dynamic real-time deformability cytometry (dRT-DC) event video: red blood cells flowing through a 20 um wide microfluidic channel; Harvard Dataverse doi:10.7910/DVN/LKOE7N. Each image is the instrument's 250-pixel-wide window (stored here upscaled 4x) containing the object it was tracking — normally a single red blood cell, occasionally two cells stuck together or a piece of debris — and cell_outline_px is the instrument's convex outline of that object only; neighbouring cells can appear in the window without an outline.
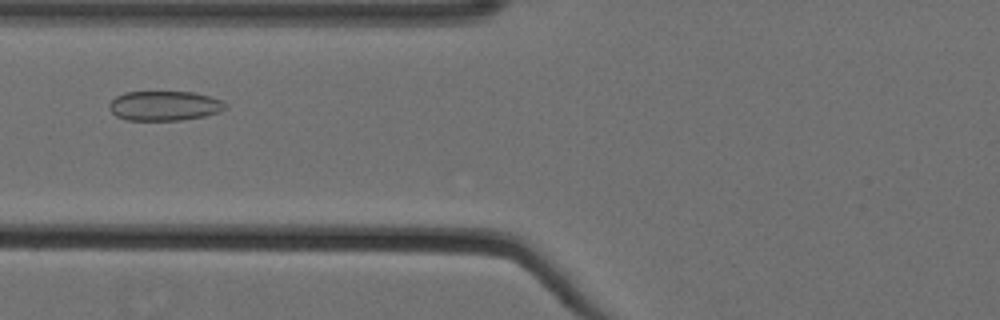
{"species": "Egyptian fruit bat (a non-hibernating species)", "species_latin": "Rousettus aegyptiacus", "temperature_condition": "cold", "stored_images_in_passage": 34, "camera_frame_rate_fps": 3000, "um_per_image_px": 0.085, "animal": {"sex": "female"}, "frame": {"image": 1, "passage_image": 8, "time_ms": 2.333, "image_size_px": [1000, 320], "cell_outline_px": [[224, 108], [220, 112], [204, 116], [180, 120], [124, 120], [116, 116], [108, 108], [108, 104], [116, 96], [124, 92], [192, 92], [208, 96], [220, 100], [224, 104]], "centroid_in_image_um": [13.91, 9.0], "position_along_channel_um": 111.9, "area_um2": 19.94}}
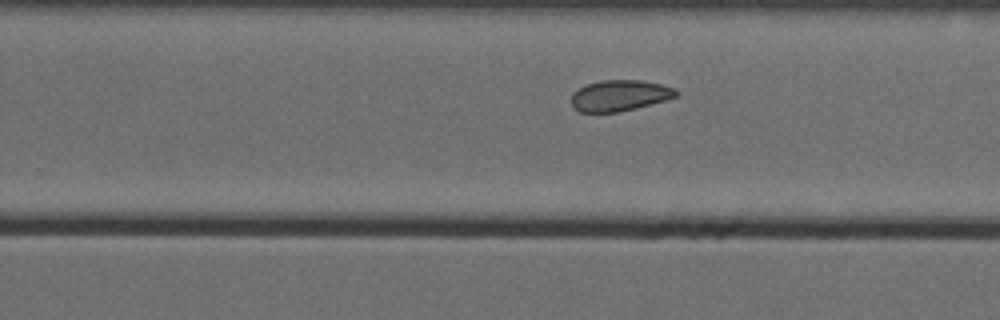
{"frame": {"image": 2, "passage_image": 22, "time_ms": 7.0, "image_size_px": [1000, 320], "cell_outline_px": [[680, 92], [676, 96], [668, 100], [636, 108], [616, 112], [580, 112], [572, 108], [572, 92], [584, 84], [600, 80], [640, 80], [660, 84], [676, 88]], "centroid_in_image_um": [52.67, 8.11], "position_along_channel_um": 277.1, "area_um2": 19.19}}
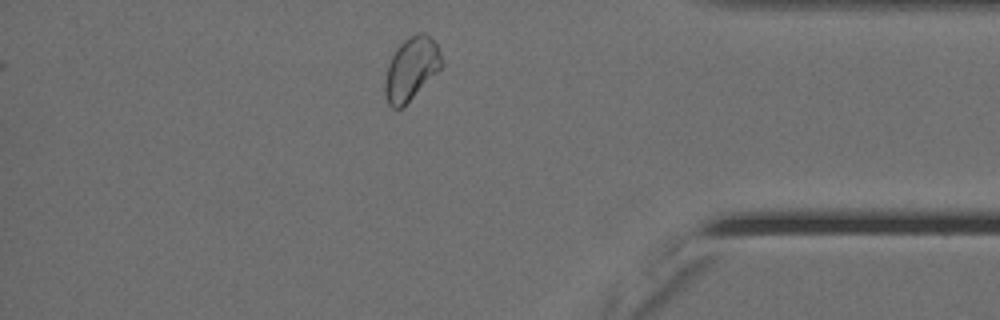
{"frame": {"image": 3, "passage_image": 34, "time_ms": 11.0, "image_size_px": [1000, 320], "cell_outline_px": [[444, 64], [400, 108], [392, 108], [388, 104], [384, 92], [384, 84], [388, 64], [396, 48], [404, 40], [420, 32], [424, 32], [436, 44], [440, 52]], "centroid_in_image_um": [34.93, 5.82], "position_along_channel_um": 400.3, "area_um2": 20.11}, "authors_computed_cell_mechanics": {"area_um2": 19.6809, "velocity_mm_per_s": 3.5489, "shape_relaxation_time_tau1_ms": 6.8707, "shape_relaxation_time_tau2_ms": 3.5184, "deformation_change_tau1": 0.0729, "deformation_change_tau2": 0.0729}}